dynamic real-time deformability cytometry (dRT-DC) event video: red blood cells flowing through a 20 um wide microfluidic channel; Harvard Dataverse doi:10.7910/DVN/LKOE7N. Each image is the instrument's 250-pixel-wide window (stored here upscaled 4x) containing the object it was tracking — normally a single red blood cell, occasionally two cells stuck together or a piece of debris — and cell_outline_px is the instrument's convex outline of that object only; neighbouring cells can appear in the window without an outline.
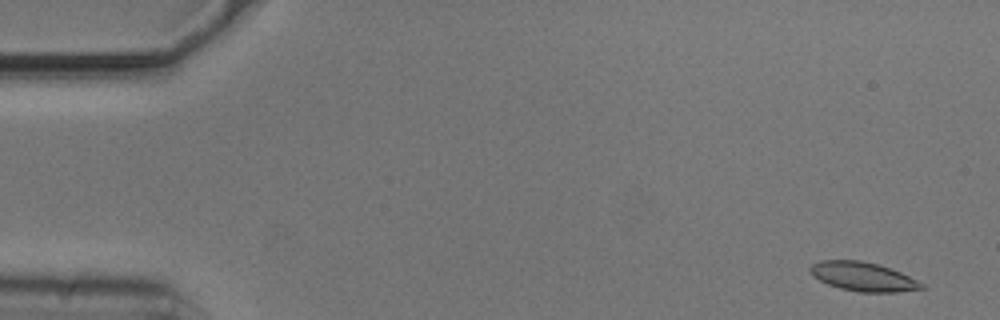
{"species": "common noctule bat (a hibernating species)", "species_latin": "Nyctalus noctula", "temperature_condition": "cold", "stored_images_in_passage": 7, "camera_frame_rate_fps": 3000, "um_per_image_px": 0.085, "animal": {"sex": "male", "body_mass_g": 20.5, "forearm_length_mm": 52.5}, "frame": {"image": 1, "passage_image": 2, "time_ms": 0.333, "image_size_px": [1000, 320], "cell_outline_px": [[924, 288], [896, 292], [860, 292], [840, 288], [828, 284], [812, 276], [808, 268], [812, 264], [820, 260], [860, 260], [876, 264], [900, 272], [924, 284]], "centroid_in_image_um": [73.31, 23.51], "position_along_channel_um": 11.7, "area_um2": 18.61}}